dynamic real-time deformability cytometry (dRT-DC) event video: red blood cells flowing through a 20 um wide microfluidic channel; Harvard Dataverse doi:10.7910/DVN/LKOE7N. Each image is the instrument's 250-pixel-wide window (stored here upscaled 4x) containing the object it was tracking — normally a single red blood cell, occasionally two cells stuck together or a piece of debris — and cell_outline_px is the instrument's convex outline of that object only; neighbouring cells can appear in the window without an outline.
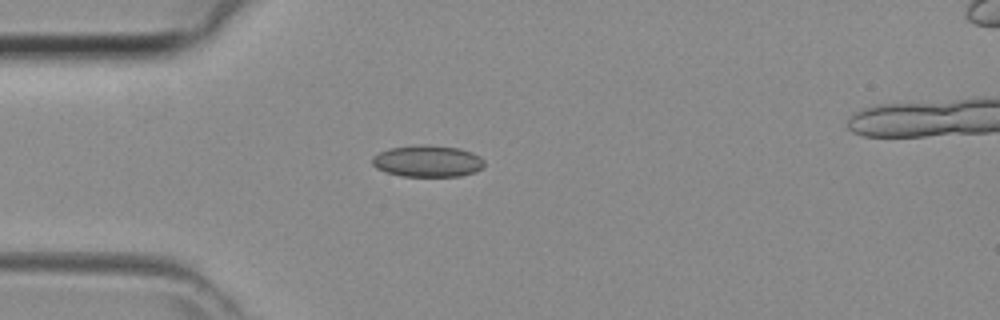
{"species": "common noctule bat (a hibernating species)", "species_latin": "Nyctalus noctula", "temperature_condition": "room temperature", "stored_images_in_passage": 39, "camera_frame_rate_fps": 3000, "um_per_image_px": 0.085, "animal": {"sex": "female", "body_mass_g": 29.2, "forearm_length_mm": 56.3}, "frame": {"image": 1, "passage_image": 7, "time_ms": 2.0, "image_size_px": [1000, 320], "cell_outline_px": [[484, 164], [476, 172], [460, 176], [400, 176], [384, 172], [376, 168], [372, 164], [372, 156], [388, 148], [420, 144], [428, 144], [460, 148], [472, 152], [480, 156], [484, 160]], "centroid_in_image_um": [36.33, 13.69], "position_along_channel_um": 48.7, "area_um2": 20.98}}
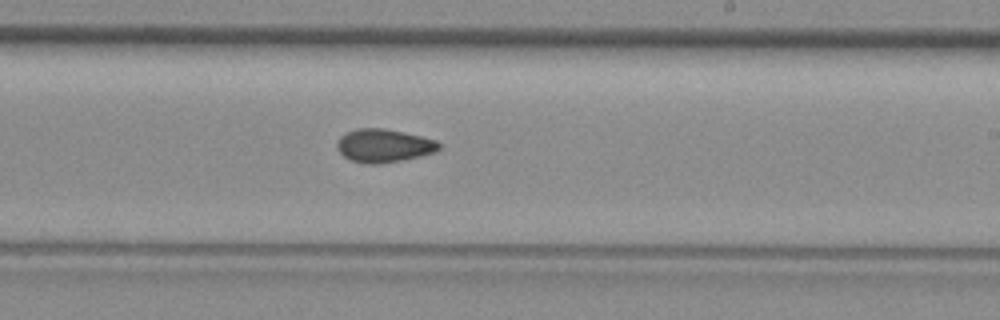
{"frame": {"image": 2, "passage_image": 21, "time_ms": 6.667, "image_size_px": [1000, 320], "cell_outline_px": [[440, 148], [432, 152], [420, 156], [380, 164], [364, 164], [352, 160], [344, 156], [336, 148], [336, 140], [340, 136], [356, 128], [380, 128], [404, 132], [436, 140], [440, 144]], "centroid_in_image_um": [32.58, 12.38], "position_along_channel_um": 256.4, "area_um2": 19.65}}
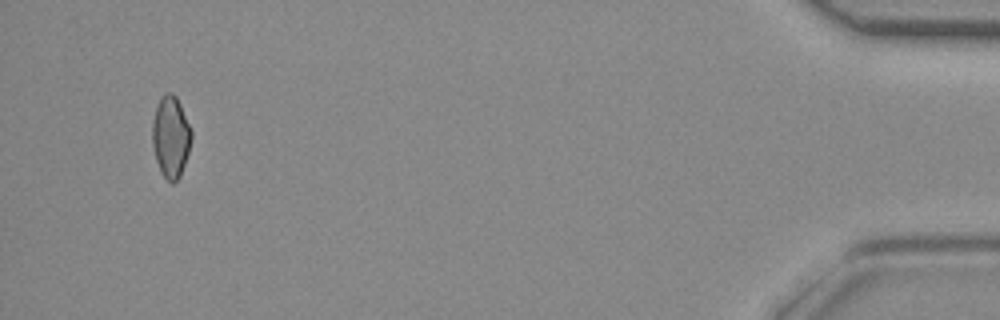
{"frame": {"image": 3, "passage_image": 37, "time_ms": 12.0, "image_size_px": [1000, 320], "cell_outline_px": [[192, 140], [180, 176], [172, 184], [160, 172], [156, 160], [152, 144], [152, 120], [160, 96], [168, 92], [172, 92], [176, 96], [180, 104], [192, 132]], "centroid_in_image_um": [14.5, 11.61], "position_along_channel_um": 420.7, "area_um2": 18.55}}